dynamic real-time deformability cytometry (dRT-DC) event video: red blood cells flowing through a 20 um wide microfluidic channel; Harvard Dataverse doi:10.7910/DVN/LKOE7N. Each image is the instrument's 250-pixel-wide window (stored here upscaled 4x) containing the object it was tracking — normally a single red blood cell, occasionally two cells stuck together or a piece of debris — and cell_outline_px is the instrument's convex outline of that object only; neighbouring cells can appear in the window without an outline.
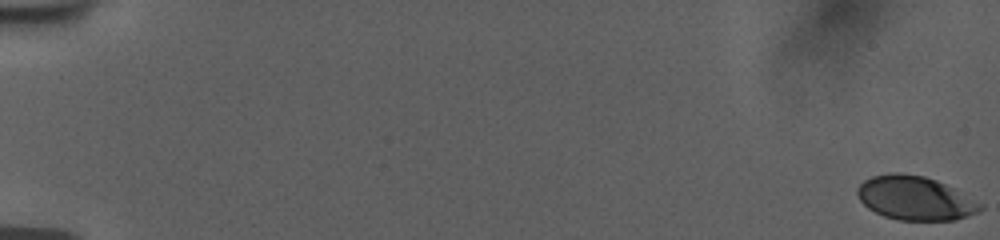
{"species": "human", "species_latin": "Homo sapiens", "temperature_condition": "room temperature", "stored_images_in_passage": 57, "camera_frame_rate_fps": 3000, "um_per_image_px": 0.085, "donor": {"sex": "female"}, "frame": {"image": 1, "passage_image": 1, "time_ms": 0.0, "image_size_px": [1000, 240], "cell_outline_px": [[984, 208], [968, 216], [956, 220], [900, 220], [884, 216], [868, 208], [860, 200], [856, 192], [856, 188], [864, 180], [872, 176], [892, 172], [900, 172], [924, 176], [936, 180], [984, 204]], "centroid_in_image_um": [77.77, 16.84], "position_along_channel_um": 7.2, "area_um2": 31.39}}
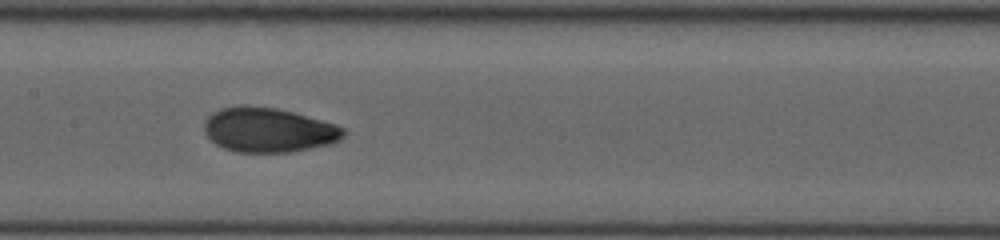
{"frame": {"image": 2, "passage_image": 31, "time_ms": 10.0, "image_size_px": [1000, 240], "cell_outline_px": [[344, 136], [340, 140], [328, 144], [288, 152], [236, 152], [224, 148], [216, 144], [204, 132], [204, 124], [208, 116], [212, 112], [220, 108], [244, 104], [248, 104], [276, 108], [292, 112], [336, 124], [344, 128]], "centroid_in_image_um": [22.78, 11.03], "position_along_channel_um": 184.6, "area_um2": 36.13}}
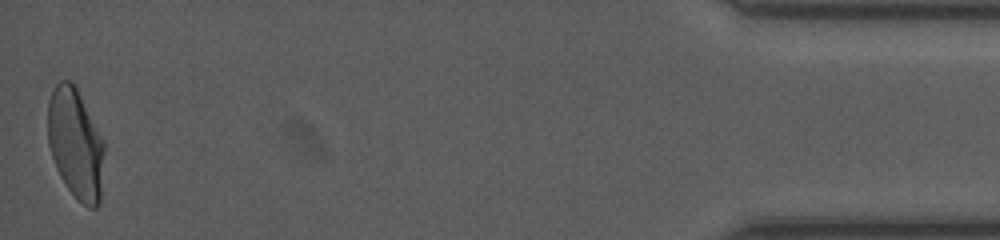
{"frame": {"image": 3, "passage_image": 57, "time_ms": 18.667, "image_size_px": [1000, 240], "cell_outline_px": [[104, 152], [100, 204], [96, 208], [88, 208], [68, 188], [60, 176], [56, 168], [48, 144], [48, 100], [56, 84], [60, 80], [68, 80], [76, 88], [104, 144]], "centroid_in_image_um": [6.41, 12.25], "position_along_channel_um": 428.8, "area_um2": 35.6}, "authors_computed_cell_mechanics": {"area_um2": 34.7956, "velocity_mm_per_s": 3.7448, "shape_relaxation_time_tau1_ms": 3.8558, "shape_relaxation_time_tau2_ms": 0.9453, "deformation_change_tau1": 0.1628, "deformation_change_tau2": 0.0524}}